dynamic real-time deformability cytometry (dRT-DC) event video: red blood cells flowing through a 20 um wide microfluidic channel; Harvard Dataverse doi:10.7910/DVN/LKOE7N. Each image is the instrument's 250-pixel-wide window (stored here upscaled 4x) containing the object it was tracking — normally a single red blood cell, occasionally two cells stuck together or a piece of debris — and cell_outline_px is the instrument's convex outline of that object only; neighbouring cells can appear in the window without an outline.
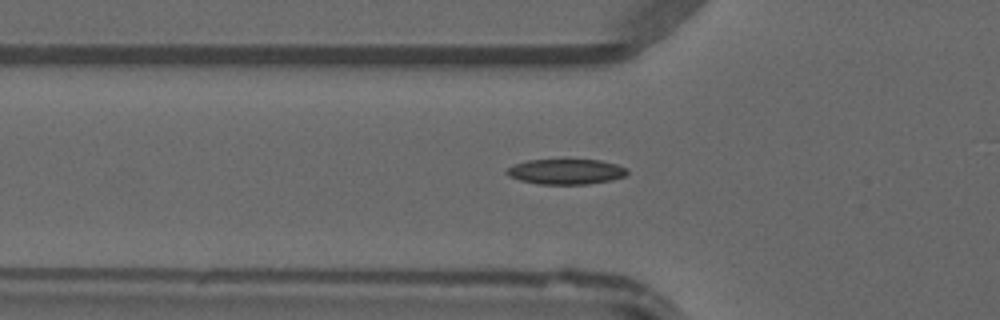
{"species": "common noctule bat (a hibernating species)", "species_latin": "Nyctalus noctula", "temperature_condition": "warm", "stored_images_in_passage": 34, "camera_frame_rate_fps": 3000, "um_per_image_px": 0.085, "animal": {"sex": "male", "forearm_length_mm": 52.5}, "frame": {"image": 1, "passage_image": 16, "time_ms": 5.0, "image_size_px": [1000, 320], "cell_outline_px": [[628, 172], [624, 176], [612, 180], [588, 184], [536, 184], [520, 180], [508, 176], [504, 172], [508, 168], [516, 164], [528, 160], [600, 160], [616, 164], [628, 168]], "centroid_in_image_um": [48.11, 14.59], "position_along_channel_um": 77.7, "area_um2": 17.74}}
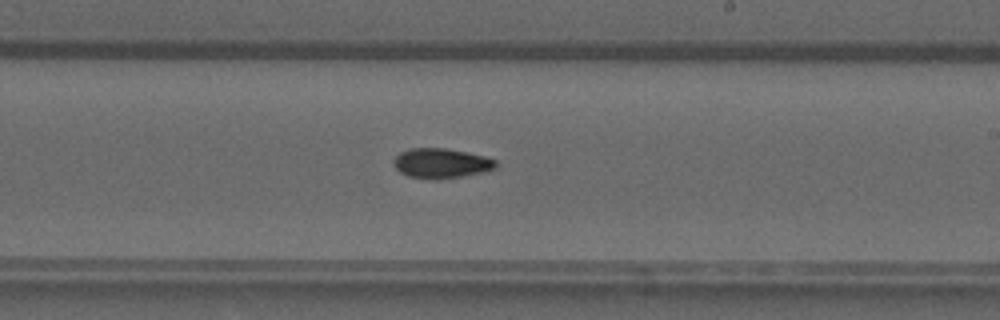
{"frame": {"image": 2, "passage_image": 28, "time_ms": 9.0, "image_size_px": [1000, 320], "cell_outline_px": [[500, 164], [496, 168], [484, 172], [436, 180], [432, 180], [408, 176], [400, 172], [392, 164], [392, 160], [400, 152], [412, 148], [444, 148], [468, 152], [484, 156], [496, 160]], "centroid_in_image_um": [37.51, 13.88], "position_along_channel_um": 251.5, "area_um2": 17.98}}
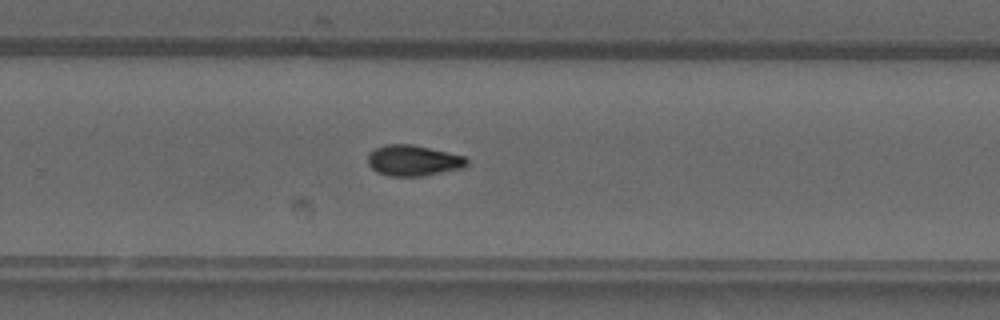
{"frame": {"image": 3, "passage_image": 31, "time_ms": 10.0, "image_size_px": [1000, 320], "cell_outline_px": [[468, 168], [424, 176], [388, 176], [376, 172], [368, 164], [368, 152], [384, 144], [412, 144], [464, 156], [468, 160]], "centroid_in_image_um": [35.15, 13.66], "position_along_channel_um": 294.6, "area_um2": 18.09}}